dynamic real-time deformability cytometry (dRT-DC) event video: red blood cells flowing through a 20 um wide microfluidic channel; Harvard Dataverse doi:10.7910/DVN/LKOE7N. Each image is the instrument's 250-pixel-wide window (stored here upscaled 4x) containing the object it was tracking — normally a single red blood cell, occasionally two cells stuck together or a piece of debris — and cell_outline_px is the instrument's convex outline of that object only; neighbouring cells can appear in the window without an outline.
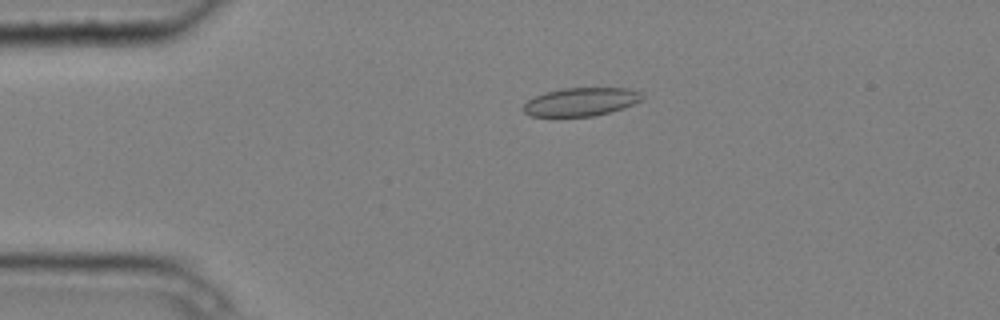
{"species": "common noctule bat (a hibernating species)", "species_latin": "Nyctalus noctula", "temperature_condition": "cold", "stored_images_in_passage": 5, "camera_frame_rate_fps": 3000, "um_per_image_px": 0.085, "animal": {"sex": "male", "body_mass_g": 20.4}, "frame": {"image": 1, "passage_image": 4, "time_ms": 1.0, "image_size_px": [1000, 320], "cell_outline_px": [[644, 96], [640, 100], [632, 104], [608, 112], [592, 116], [532, 116], [524, 112], [524, 104], [528, 100], [544, 92], [564, 88], [628, 88], [640, 92]], "centroid_in_image_um": [49.36, 8.64], "position_along_channel_um": 35.6, "area_um2": 19.25}}